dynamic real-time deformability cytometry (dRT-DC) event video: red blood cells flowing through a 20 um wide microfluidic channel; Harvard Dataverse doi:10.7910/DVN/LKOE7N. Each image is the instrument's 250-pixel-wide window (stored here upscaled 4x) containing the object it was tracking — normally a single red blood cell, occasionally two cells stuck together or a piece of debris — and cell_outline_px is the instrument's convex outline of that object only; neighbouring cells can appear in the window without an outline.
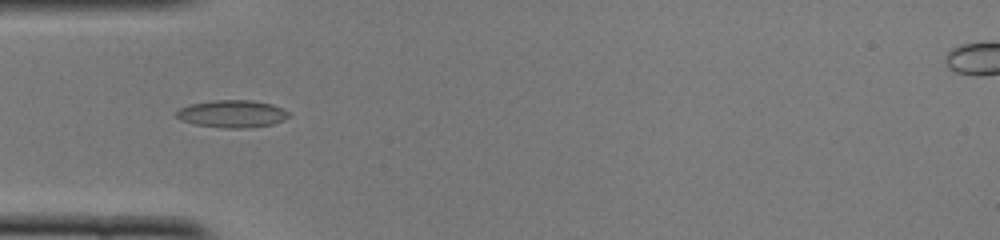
{"species": "common noctule bat (a hibernating species)", "species_latin": "Nyctalus noctula", "temperature_condition": "cold", "stored_images_in_passage": 50, "camera_frame_rate_fps": 3000, "um_per_image_px": 0.085, "animal": {"sex": "female", "body_mass_g": 22.0, "forearm_length_mm": 56.7}, "frame": {"image": 1, "passage_image": 16, "time_ms": 5.0, "image_size_px": [1000, 240], "cell_outline_px": [[292, 112], [284, 120], [272, 124], [252, 128], [224, 128], [196, 124], [180, 120], [176, 116], [176, 112], [180, 108], [188, 104], [216, 100], [252, 100], [272, 104]], "centroid_in_image_um": [19.76, 9.67], "position_along_channel_um": 65.2, "area_um2": 18.09}}
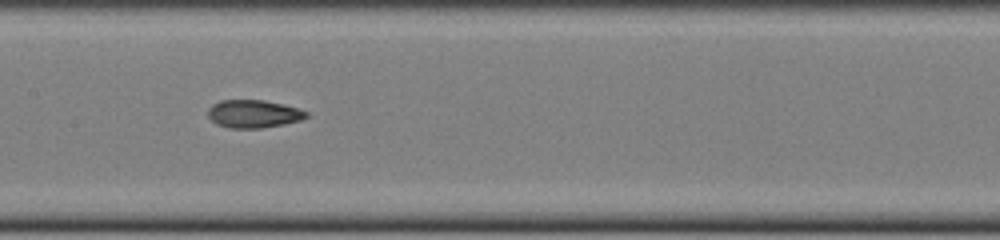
{"frame": {"image": 2, "passage_image": 25, "time_ms": 8.0, "image_size_px": [1000, 240], "cell_outline_px": [[308, 116], [300, 120], [284, 124], [260, 128], [228, 128], [216, 124], [208, 116], [208, 108], [212, 104], [220, 100], [264, 100], [296, 108], [308, 112]], "centroid_in_image_um": [21.51, 9.68], "position_along_channel_um": 185.9, "area_um2": 15.9}}
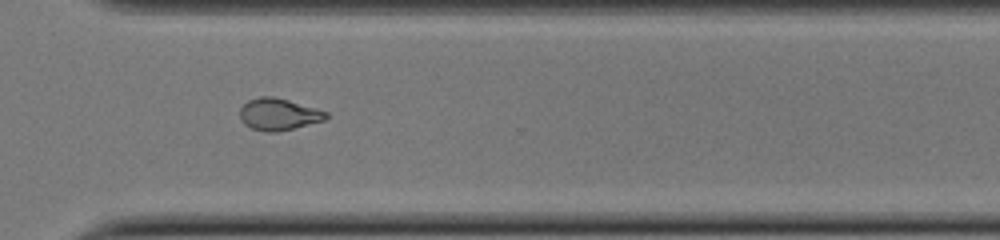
{"frame": {"image": 3, "passage_image": 37, "time_ms": 12.0, "image_size_px": [1000, 240], "cell_outline_px": [[328, 116], [324, 120], [276, 132], [264, 132], [252, 128], [244, 124], [240, 120], [240, 108], [248, 100], [260, 96], [272, 96], [288, 100], [316, 108], [328, 112]], "centroid_in_image_um": [23.65, 9.71], "position_along_channel_um": 347.0, "area_um2": 15.9}, "authors_computed_cell_mechanics": {"area_um2": 16.3574, "velocity_mm_per_s": 4.028, "shape_relaxation_time_tau1_ms": null, "shape_relaxation_time_tau2_ms": 1.9245, "deformation_change_tau1": null, "deformation_change_tau2": 0.0804}}